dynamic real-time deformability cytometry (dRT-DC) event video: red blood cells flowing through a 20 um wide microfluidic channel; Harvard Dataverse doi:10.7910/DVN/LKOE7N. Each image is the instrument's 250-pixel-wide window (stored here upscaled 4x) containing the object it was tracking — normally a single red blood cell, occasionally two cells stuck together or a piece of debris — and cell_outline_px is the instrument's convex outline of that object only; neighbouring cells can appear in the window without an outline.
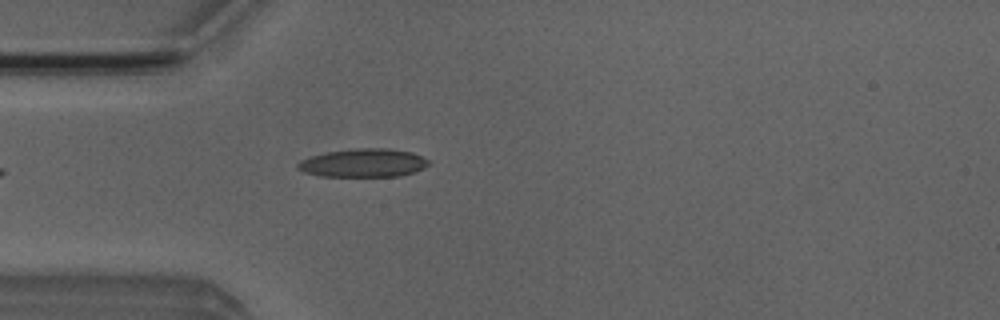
{"species": "Egyptian fruit bat (a non-hibernating species)", "species_latin": "Rousettus aegyptiacus", "temperature_condition": "room temperature", "stored_images_in_passage": 38, "camera_frame_rate_fps": 3000, "um_per_image_px": 0.085, "animal": {"sex": "male"}, "frame": {"image": 1, "passage_image": 1, "time_ms": 0.0, "image_size_px": [1000, 320], "cell_outline_px": [[428, 164], [424, 168], [416, 172], [396, 176], [320, 176], [304, 172], [296, 168], [296, 164], [300, 160], [312, 156], [328, 152], [352, 148], [388, 148], [412, 152], [428, 160]], "centroid_in_image_um": [30.87, 13.85], "position_along_channel_um": 54.1, "area_um2": 21.62}}
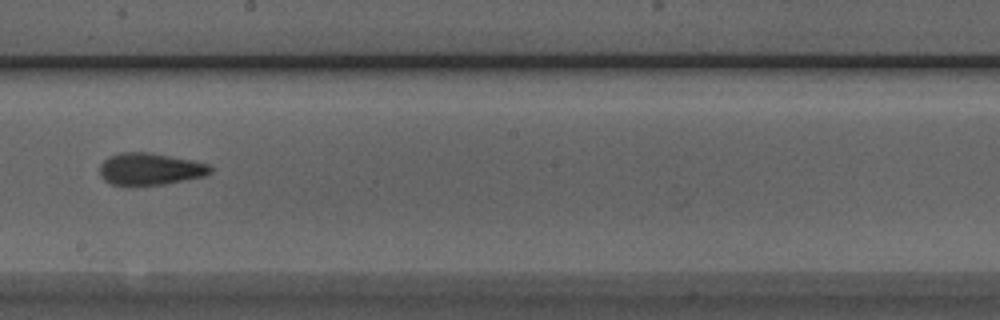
{"frame": {"image": 2, "passage_image": 15, "time_ms": 4.667, "image_size_px": [1000, 320], "cell_outline_px": [[212, 172], [204, 176], [164, 184], [128, 188], [112, 184], [104, 180], [100, 176], [100, 164], [108, 156], [120, 152], [148, 152], [192, 160], [208, 164], [212, 168]], "centroid_in_image_um": [12.7, 14.39], "position_along_channel_um": 235.5, "area_um2": 21.15}}
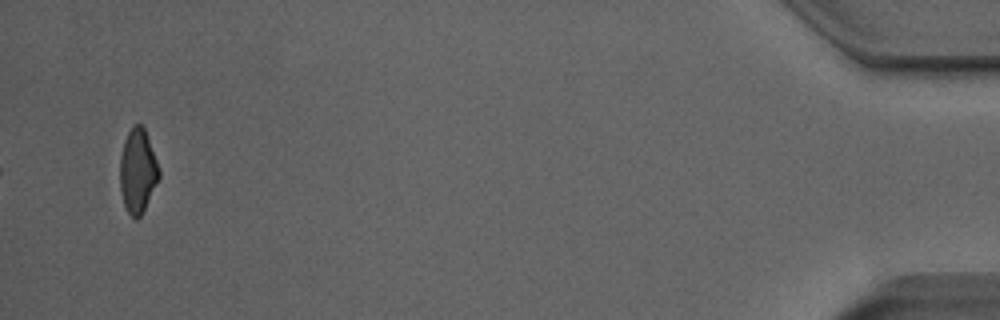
{"frame": {"image": 3, "passage_image": 36, "time_ms": 11.667, "image_size_px": [1000, 320], "cell_outline_px": [[160, 176], [140, 216], [136, 220], [128, 212], [124, 204], [120, 188], [120, 160], [124, 140], [132, 124], [140, 124], [144, 128], [160, 168]], "centroid_in_image_um": [11.7, 14.5], "position_along_channel_um": 423.5, "area_um2": 18.9}, "authors_computed_cell_mechanics": {"area_um2": 20.3745, "velocity_mm_per_s": 3.9963, "shape_relaxation_time_tau1_ms": 6.2526, "shape_relaxation_time_tau2_ms": 2.5693, "deformation_change_tau1": 0.1749, "deformation_change_tau2": 0.1075}}